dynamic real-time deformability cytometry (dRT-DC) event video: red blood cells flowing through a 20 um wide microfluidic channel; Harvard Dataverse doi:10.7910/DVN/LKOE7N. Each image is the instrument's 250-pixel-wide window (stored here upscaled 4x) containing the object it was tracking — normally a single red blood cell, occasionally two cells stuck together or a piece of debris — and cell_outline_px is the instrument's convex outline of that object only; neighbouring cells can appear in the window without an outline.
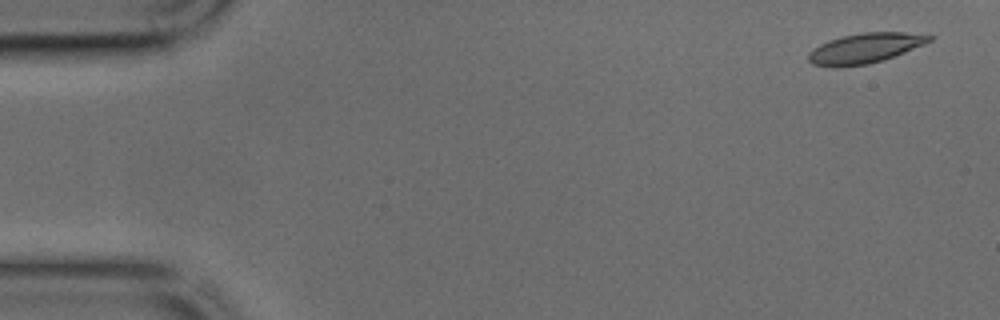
{"species": "common noctule bat (a hibernating species)", "species_latin": "Nyctalus noctula", "temperature_condition": "cold", "stored_images_in_passage": 6, "camera_frame_rate_fps": 3000, "um_per_image_px": 0.085, "animal": {"sex": "male", "body_mass_g": 17.9, "forearm_length_mm": 54.2}, "frame": {"image": 1, "passage_image": 1, "time_ms": 0.0, "image_size_px": [1000, 320], "cell_outline_px": [[936, 36], [932, 40], [924, 44], [884, 60], [868, 64], [840, 68], [832, 68], [812, 64], [808, 60], [808, 56], [820, 44], [844, 36], [864, 32], [904, 32]], "centroid_in_image_um": [73.55, 4.12], "position_along_channel_um": 11.5, "area_um2": 21.04}}